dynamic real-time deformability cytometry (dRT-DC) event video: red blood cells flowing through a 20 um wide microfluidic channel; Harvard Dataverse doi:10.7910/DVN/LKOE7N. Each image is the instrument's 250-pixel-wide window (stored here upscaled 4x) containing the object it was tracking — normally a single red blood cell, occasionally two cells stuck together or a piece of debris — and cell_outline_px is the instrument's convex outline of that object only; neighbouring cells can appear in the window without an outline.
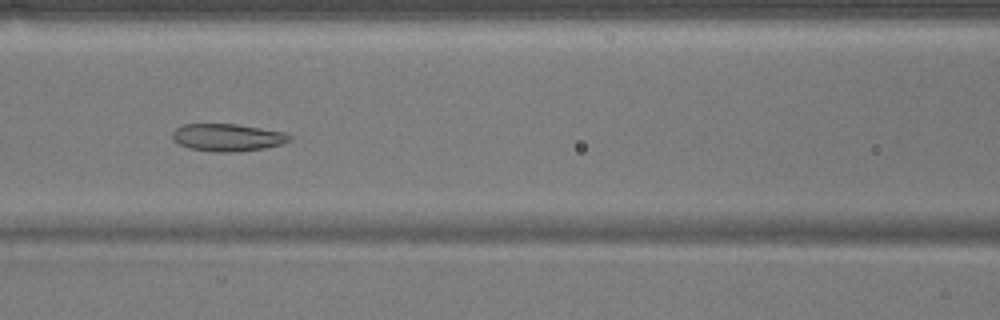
{"species": "common noctule bat (a hibernating species)", "species_latin": "Nyctalus noctula", "temperature_condition": "warm", "stored_images_in_passage": 38, "camera_frame_rate_fps": 3000, "um_per_image_px": 0.085, "animal": {"sex": "male", "body_mass_g": 17.9}, "frame": {"image": 1, "passage_image": 8, "time_ms": 2.333, "image_size_px": [1000, 320], "cell_outline_px": [[292, 140], [280, 144], [264, 148], [236, 152], [216, 152], [188, 148], [172, 140], [172, 132], [176, 128], [184, 124], [236, 124], [284, 132], [292, 136]], "centroid_in_image_um": [19.32, 11.68], "position_along_channel_um": 147.3, "area_um2": 18.73}}
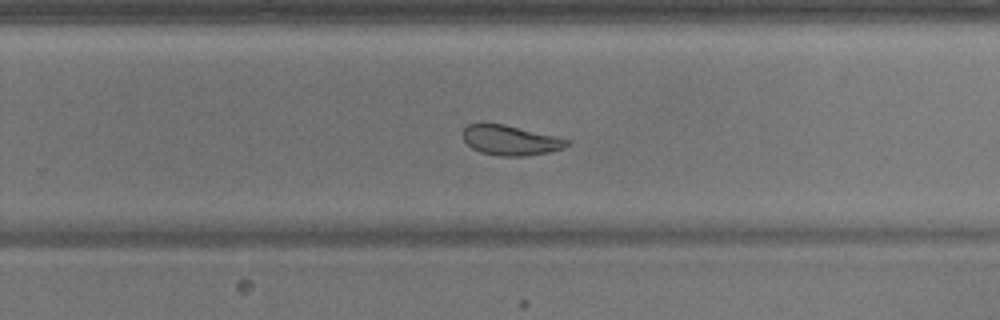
{"frame": {"image": 2, "passage_image": 19, "time_ms": 6.0, "image_size_px": [1000, 320], "cell_outline_px": [[568, 144], [564, 148], [548, 152], [528, 156], [500, 156], [480, 152], [472, 148], [464, 140], [464, 128], [468, 124], [484, 120], [504, 124], [556, 136], [568, 140]], "centroid_in_image_um": [43.33, 11.89], "position_along_channel_um": 286.5, "area_um2": 18.44}}
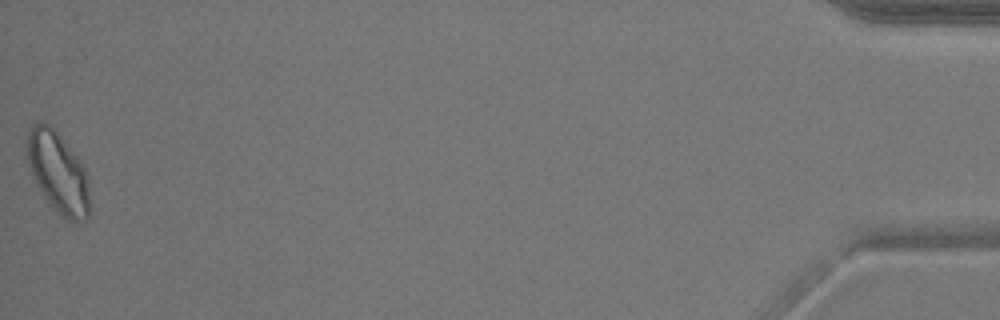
{"frame": {"image": 3, "passage_image": 38, "time_ms": 12.333, "image_size_px": [1000, 320], "cell_outline_px": [[88, 216], [84, 220], [68, 220], [44, 196], [36, 184], [28, 164], [28, 132], [36, 124], [48, 124], [56, 132], [76, 156], [84, 168], [88, 180]], "centroid_in_image_um": [4.93, 14.67], "position_along_channel_um": 430.3, "area_um2": 28.09}, "authors_computed_cell_mechanics": {"area_um2": 19.363, "velocity_mm_per_s": 3.8068, "shape_relaxation_time_tau1_ms": 10.0514, "shape_relaxation_time_tau2_ms": 3.2492, "deformation_change_tau1": 0.2252, "deformation_change_tau2": 0.0975}}